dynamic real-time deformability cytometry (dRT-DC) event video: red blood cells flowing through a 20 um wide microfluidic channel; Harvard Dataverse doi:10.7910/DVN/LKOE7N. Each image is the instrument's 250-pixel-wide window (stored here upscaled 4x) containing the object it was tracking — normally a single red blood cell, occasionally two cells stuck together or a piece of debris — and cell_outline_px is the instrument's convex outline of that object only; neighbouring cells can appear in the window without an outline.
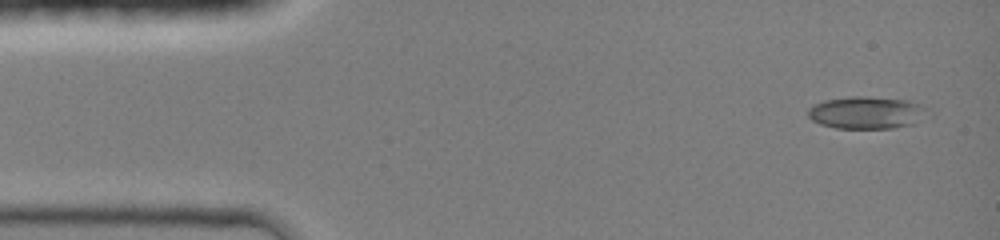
{"species": "common noctule bat (a hibernating species)", "species_latin": "Nyctalus noctula", "temperature_condition": "room temperature", "stored_images_in_passage": 44, "camera_frame_rate_fps": 3000, "um_per_image_px": 0.085, "animal": {"sex": "female", "body_mass_g": 19.0, "forearm_length_mm": 51.5}, "frame": {"image": 1, "passage_image": 2, "time_ms": 0.333, "image_size_px": [1000, 240], "cell_outline_px": [[932, 116], [916, 124], [892, 128], [836, 128], [820, 124], [812, 120], [808, 116], [808, 108], [812, 104], [824, 100], [848, 96], [864, 96], [908, 100], [920, 104], [928, 108]], "centroid_in_image_um": [73.74, 9.57], "position_along_channel_um": 11.3, "area_um2": 23.18}}
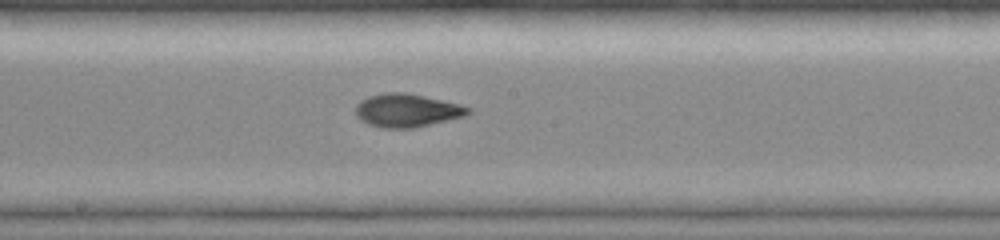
{"frame": {"image": 2, "passage_image": 23, "time_ms": 7.333, "image_size_px": [1000, 240], "cell_outline_px": [[472, 112], [464, 116], [412, 128], [384, 128], [368, 124], [360, 120], [356, 116], [356, 104], [360, 100], [368, 96], [384, 92], [404, 92], [424, 96], [460, 104], [472, 108]], "centroid_in_image_um": [34.57, 9.37], "position_along_channel_um": 213.6, "area_um2": 21.79}}
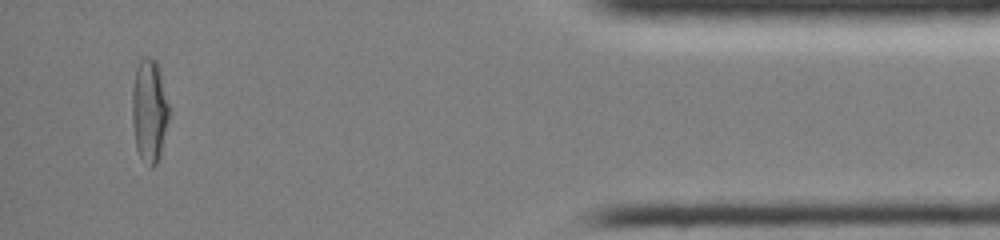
{"frame": {"image": 3, "passage_image": 41, "time_ms": 13.333, "image_size_px": [1000, 240], "cell_outline_px": [[168, 120], [160, 156], [156, 164], [152, 168], [148, 168], [140, 156], [136, 148], [132, 124], [132, 88], [136, 68], [140, 60], [144, 56], [148, 56], [156, 60], [160, 72], [168, 104]], "centroid_in_image_um": [12.67, 9.43], "position_along_channel_um": 422.5, "area_um2": 22.2}, "authors_computed_cell_mechanics": {"area_um2": 21.386, "velocity_mm_per_s": 4.3188, "shape_relaxation_time_tau1_ms": 9.0676, "shape_relaxation_time_tau2_ms": 2.332, "deformation_change_tau1": 0.2954, "deformation_change_tau2": 0.0666}}